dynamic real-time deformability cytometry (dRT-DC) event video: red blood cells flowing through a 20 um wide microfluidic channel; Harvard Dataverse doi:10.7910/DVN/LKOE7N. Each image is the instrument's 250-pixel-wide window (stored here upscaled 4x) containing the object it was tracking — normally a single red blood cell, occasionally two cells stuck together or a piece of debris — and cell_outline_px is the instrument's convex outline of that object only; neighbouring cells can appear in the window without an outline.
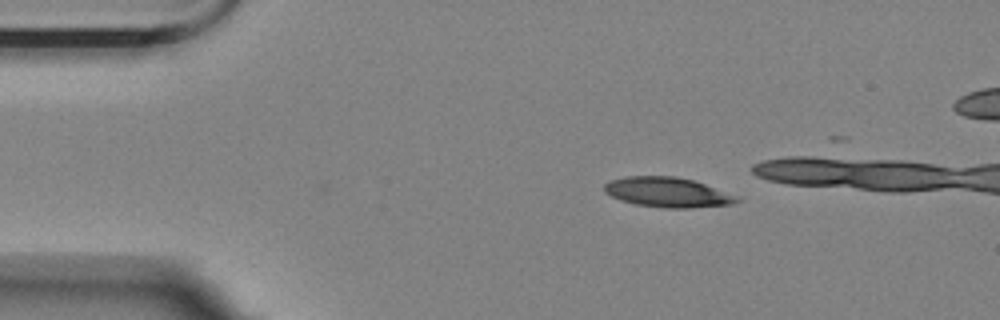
{"species": "Egyptian fruit bat (a non-hibernating species)", "species_latin": "Rousettus aegyptiacus", "temperature_condition": "room temperature", "stored_images_in_passage": 16, "camera_frame_rate_fps": 3000, "um_per_image_px": 0.085, "animal": {"sex": "female"}, "frame": {"image": 1, "passage_image": 1, "time_ms": 0.0, "image_size_px": [1000, 320], "cell_outline_px": [[740, 200], [732, 204], [692, 208], [664, 208], [636, 204], [620, 200], [604, 192], [604, 184], [612, 180], [628, 176], [676, 176], [692, 180], [740, 196]], "centroid_in_image_um": [56.76, 16.35], "position_along_channel_um": 28.2, "area_um2": 23.06}}
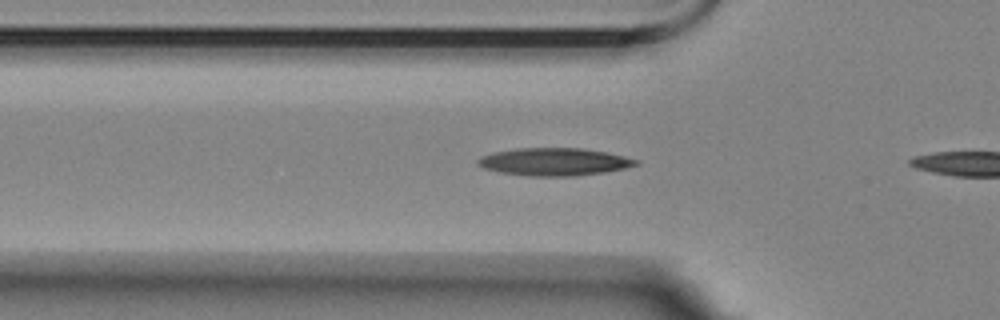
{"frame": {"image": 2, "passage_image": 10, "time_ms": 3.0, "image_size_px": [1000, 320], "cell_outline_px": [[640, 164], [624, 168], [604, 172], [576, 176], [532, 176], [500, 172], [480, 168], [476, 164], [476, 160], [480, 156], [492, 152], [516, 148], [580, 148], [608, 152], [640, 160]], "centroid_in_image_um": [47.07, 13.75], "position_along_channel_um": 78.7, "area_um2": 25.72}}
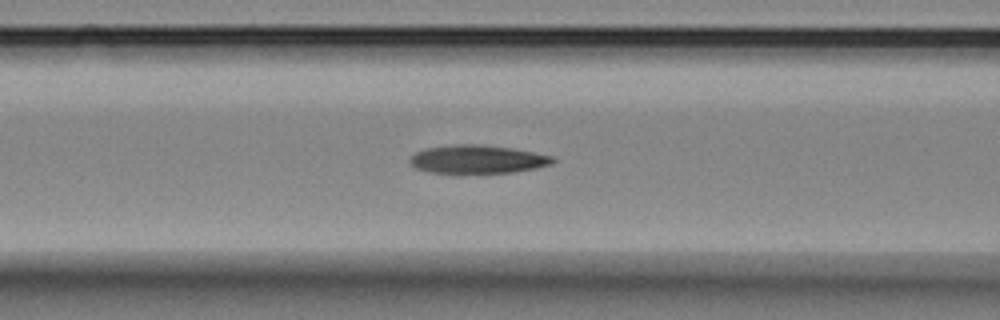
{"frame": {"image": 3, "passage_image": 14, "time_ms": 4.333, "image_size_px": [1000, 320], "cell_outline_px": [[556, 160], [552, 164], [536, 168], [512, 172], [460, 176], [428, 172], [416, 168], [408, 160], [416, 152], [428, 148], [460, 144], [480, 144], [508, 148], [532, 152], [552, 156]], "centroid_in_image_um": [40.55, 13.59], "position_along_channel_um": 126.0, "area_um2": 24.22}}